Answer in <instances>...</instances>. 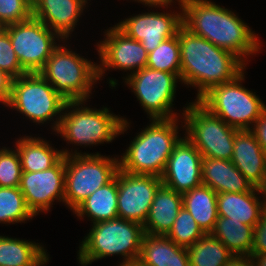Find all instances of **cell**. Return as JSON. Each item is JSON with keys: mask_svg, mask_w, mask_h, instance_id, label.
Segmentation results:
<instances>
[{"mask_svg": "<svg viewBox=\"0 0 266 266\" xmlns=\"http://www.w3.org/2000/svg\"><path fill=\"white\" fill-rule=\"evenodd\" d=\"M185 136L194 144L202 157L231 160L236 132L221 118L211 113L198 100L183 108Z\"/></svg>", "mask_w": 266, "mask_h": 266, "instance_id": "30bf717a", "label": "cell"}, {"mask_svg": "<svg viewBox=\"0 0 266 266\" xmlns=\"http://www.w3.org/2000/svg\"><path fill=\"white\" fill-rule=\"evenodd\" d=\"M202 155L194 144L182 137L167 160L162 184L183 194L202 185Z\"/></svg>", "mask_w": 266, "mask_h": 266, "instance_id": "e0dca14e", "label": "cell"}, {"mask_svg": "<svg viewBox=\"0 0 266 266\" xmlns=\"http://www.w3.org/2000/svg\"><path fill=\"white\" fill-rule=\"evenodd\" d=\"M260 194L263 197V201L266 207V175L264 177L263 183L258 187ZM264 195V196H263Z\"/></svg>", "mask_w": 266, "mask_h": 266, "instance_id": "b9f144b4", "label": "cell"}, {"mask_svg": "<svg viewBox=\"0 0 266 266\" xmlns=\"http://www.w3.org/2000/svg\"><path fill=\"white\" fill-rule=\"evenodd\" d=\"M190 266H225L234 256L228 248L211 233L205 234L186 248Z\"/></svg>", "mask_w": 266, "mask_h": 266, "instance_id": "f1b7e54d", "label": "cell"}, {"mask_svg": "<svg viewBox=\"0 0 266 266\" xmlns=\"http://www.w3.org/2000/svg\"><path fill=\"white\" fill-rule=\"evenodd\" d=\"M266 252V209L259 222L254 226L253 245L251 254Z\"/></svg>", "mask_w": 266, "mask_h": 266, "instance_id": "d590c367", "label": "cell"}, {"mask_svg": "<svg viewBox=\"0 0 266 266\" xmlns=\"http://www.w3.org/2000/svg\"><path fill=\"white\" fill-rule=\"evenodd\" d=\"M118 173L106 185L94 191L74 211L78 218L85 215L92 223L113 220L119 218L118 208Z\"/></svg>", "mask_w": 266, "mask_h": 266, "instance_id": "cb8c5ba5", "label": "cell"}, {"mask_svg": "<svg viewBox=\"0 0 266 266\" xmlns=\"http://www.w3.org/2000/svg\"><path fill=\"white\" fill-rule=\"evenodd\" d=\"M257 195H260L257 187L249 192L217 194L218 216L228 217L254 227L266 209L264 201L260 200L262 197Z\"/></svg>", "mask_w": 266, "mask_h": 266, "instance_id": "44dd1931", "label": "cell"}, {"mask_svg": "<svg viewBox=\"0 0 266 266\" xmlns=\"http://www.w3.org/2000/svg\"><path fill=\"white\" fill-rule=\"evenodd\" d=\"M12 80L10 75L0 69V102L4 105L7 104L11 94Z\"/></svg>", "mask_w": 266, "mask_h": 266, "instance_id": "74e56055", "label": "cell"}, {"mask_svg": "<svg viewBox=\"0 0 266 266\" xmlns=\"http://www.w3.org/2000/svg\"><path fill=\"white\" fill-rule=\"evenodd\" d=\"M125 83L131 87L149 119L179 118L173 112L176 86L181 82L174 73L145 67L126 76ZM177 115V116H176Z\"/></svg>", "mask_w": 266, "mask_h": 266, "instance_id": "8fae6325", "label": "cell"}, {"mask_svg": "<svg viewBox=\"0 0 266 266\" xmlns=\"http://www.w3.org/2000/svg\"><path fill=\"white\" fill-rule=\"evenodd\" d=\"M182 25V11L145 12L116 24L128 37L140 41L148 53L158 47L161 42L175 36Z\"/></svg>", "mask_w": 266, "mask_h": 266, "instance_id": "2e32d148", "label": "cell"}, {"mask_svg": "<svg viewBox=\"0 0 266 266\" xmlns=\"http://www.w3.org/2000/svg\"><path fill=\"white\" fill-rule=\"evenodd\" d=\"M4 28L21 66L28 73L39 72L44 67L46 60L60 45L56 42L59 38L65 43L57 33L32 16Z\"/></svg>", "mask_w": 266, "mask_h": 266, "instance_id": "7c38bea8", "label": "cell"}, {"mask_svg": "<svg viewBox=\"0 0 266 266\" xmlns=\"http://www.w3.org/2000/svg\"><path fill=\"white\" fill-rule=\"evenodd\" d=\"M0 69L13 79L28 73L21 66L5 28L0 30Z\"/></svg>", "mask_w": 266, "mask_h": 266, "instance_id": "e575fe53", "label": "cell"}, {"mask_svg": "<svg viewBox=\"0 0 266 266\" xmlns=\"http://www.w3.org/2000/svg\"><path fill=\"white\" fill-rule=\"evenodd\" d=\"M65 156L64 204L74 211L94 191L110 182L119 169V157L100 153H74L61 150ZM72 152V153H71Z\"/></svg>", "mask_w": 266, "mask_h": 266, "instance_id": "8992f818", "label": "cell"}, {"mask_svg": "<svg viewBox=\"0 0 266 266\" xmlns=\"http://www.w3.org/2000/svg\"><path fill=\"white\" fill-rule=\"evenodd\" d=\"M15 148L21 159L22 172L50 169L63 157L61 150H55L40 137L24 136L16 141Z\"/></svg>", "mask_w": 266, "mask_h": 266, "instance_id": "d4e9b609", "label": "cell"}, {"mask_svg": "<svg viewBox=\"0 0 266 266\" xmlns=\"http://www.w3.org/2000/svg\"><path fill=\"white\" fill-rule=\"evenodd\" d=\"M233 255H250L253 245L254 227L218 216L211 232Z\"/></svg>", "mask_w": 266, "mask_h": 266, "instance_id": "83f0119b", "label": "cell"}, {"mask_svg": "<svg viewBox=\"0 0 266 266\" xmlns=\"http://www.w3.org/2000/svg\"><path fill=\"white\" fill-rule=\"evenodd\" d=\"M147 67L174 73L180 78L181 55L177 34L148 53Z\"/></svg>", "mask_w": 266, "mask_h": 266, "instance_id": "4dcf8cb0", "label": "cell"}, {"mask_svg": "<svg viewBox=\"0 0 266 266\" xmlns=\"http://www.w3.org/2000/svg\"><path fill=\"white\" fill-rule=\"evenodd\" d=\"M181 67L180 80L196 87L198 100L211 87L230 82L245 68L237 56L191 33L183 25L178 29Z\"/></svg>", "mask_w": 266, "mask_h": 266, "instance_id": "7a4b0ae2", "label": "cell"}, {"mask_svg": "<svg viewBox=\"0 0 266 266\" xmlns=\"http://www.w3.org/2000/svg\"><path fill=\"white\" fill-rule=\"evenodd\" d=\"M19 188L34 216L50 210L54 200L64 203L65 156L50 169L22 172Z\"/></svg>", "mask_w": 266, "mask_h": 266, "instance_id": "9a60e30c", "label": "cell"}, {"mask_svg": "<svg viewBox=\"0 0 266 266\" xmlns=\"http://www.w3.org/2000/svg\"><path fill=\"white\" fill-rule=\"evenodd\" d=\"M118 173V216L144 225L161 178L154 175Z\"/></svg>", "mask_w": 266, "mask_h": 266, "instance_id": "4fadbf2b", "label": "cell"}, {"mask_svg": "<svg viewBox=\"0 0 266 266\" xmlns=\"http://www.w3.org/2000/svg\"><path fill=\"white\" fill-rule=\"evenodd\" d=\"M245 71L234 80L211 87L198 101L227 125L239 130H250L266 110L255 92L246 89Z\"/></svg>", "mask_w": 266, "mask_h": 266, "instance_id": "ba28073f", "label": "cell"}, {"mask_svg": "<svg viewBox=\"0 0 266 266\" xmlns=\"http://www.w3.org/2000/svg\"><path fill=\"white\" fill-rule=\"evenodd\" d=\"M33 217L19 187H0V223H21Z\"/></svg>", "mask_w": 266, "mask_h": 266, "instance_id": "f546056e", "label": "cell"}, {"mask_svg": "<svg viewBox=\"0 0 266 266\" xmlns=\"http://www.w3.org/2000/svg\"><path fill=\"white\" fill-rule=\"evenodd\" d=\"M118 266H143V265H141L138 261H135V262H130L126 264H120Z\"/></svg>", "mask_w": 266, "mask_h": 266, "instance_id": "7bdbcfd3", "label": "cell"}, {"mask_svg": "<svg viewBox=\"0 0 266 266\" xmlns=\"http://www.w3.org/2000/svg\"><path fill=\"white\" fill-rule=\"evenodd\" d=\"M255 135L258 143L266 154V110L256 120L254 126L250 129Z\"/></svg>", "mask_w": 266, "mask_h": 266, "instance_id": "8d00e7d4", "label": "cell"}, {"mask_svg": "<svg viewBox=\"0 0 266 266\" xmlns=\"http://www.w3.org/2000/svg\"><path fill=\"white\" fill-rule=\"evenodd\" d=\"M22 175L21 159L17 149H0V187H19Z\"/></svg>", "mask_w": 266, "mask_h": 266, "instance_id": "d6a6232c", "label": "cell"}, {"mask_svg": "<svg viewBox=\"0 0 266 266\" xmlns=\"http://www.w3.org/2000/svg\"><path fill=\"white\" fill-rule=\"evenodd\" d=\"M182 205L205 234L213 231L218 218L217 193L213 189L202 184L184 192Z\"/></svg>", "mask_w": 266, "mask_h": 266, "instance_id": "4316f807", "label": "cell"}, {"mask_svg": "<svg viewBox=\"0 0 266 266\" xmlns=\"http://www.w3.org/2000/svg\"><path fill=\"white\" fill-rule=\"evenodd\" d=\"M105 39L97 43L100 65L98 79L107 69H121L131 73L147 67L148 52L140 41L128 37L116 25L105 31ZM132 70V71H131Z\"/></svg>", "mask_w": 266, "mask_h": 266, "instance_id": "5bb4252c", "label": "cell"}, {"mask_svg": "<svg viewBox=\"0 0 266 266\" xmlns=\"http://www.w3.org/2000/svg\"><path fill=\"white\" fill-rule=\"evenodd\" d=\"M134 1H138V3H142L144 5L149 6V7H163L166 8L169 7L172 3H174V0H134ZM179 4L180 10H183V6L186 2V0H176ZM169 5V6H168Z\"/></svg>", "mask_w": 266, "mask_h": 266, "instance_id": "f35d334b", "label": "cell"}, {"mask_svg": "<svg viewBox=\"0 0 266 266\" xmlns=\"http://www.w3.org/2000/svg\"><path fill=\"white\" fill-rule=\"evenodd\" d=\"M83 103L85 101H67L64 106L56 133L68 143L85 147L110 143L130 127L126 118L111 113L110 108L93 109Z\"/></svg>", "mask_w": 266, "mask_h": 266, "instance_id": "5b68a950", "label": "cell"}, {"mask_svg": "<svg viewBox=\"0 0 266 266\" xmlns=\"http://www.w3.org/2000/svg\"><path fill=\"white\" fill-rule=\"evenodd\" d=\"M143 225L121 218L94 223L78 250V261L87 266L94 261L114 255L124 259L120 264L135 262L140 255Z\"/></svg>", "mask_w": 266, "mask_h": 266, "instance_id": "277c9868", "label": "cell"}, {"mask_svg": "<svg viewBox=\"0 0 266 266\" xmlns=\"http://www.w3.org/2000/svg\"><path fill=\"white\" fill-rule=\"evenodd\" d=\"M32 16L31 0H0V24L5 27Z\"/></svg>", "mask_w": 266, "mask_h": 266, "instance_id": "836d02e7", "label": "cell"}, {"mask_svg": "<svg viewBox=\"0 0 266 266\" xmlns=\"http://www.w3.org/2000/svg\"><path fill=\"white\" fill-rule=\"evenodd\" d=\"M250 256L254 262V266H266V252L254 253Z\"/></svg>", "mask_w": 266, "mask_h": 266, "instance_id": "60d3db41", "label": "cell"}, {"mask_svg": "<svg viewBox=\"0 0 266 266\" xmlns=\"http://www.w3.org/2000/svg\"><path fill=\"white\" fill-rule=\"evenodd\" d=\"M202 184L219 193H242L255 187L234 166L231 160L202 158Z\"/></svg>", "mask_w": 266, "mask_h": 266, "instance_id": "ffe728a7", "label": "cell"}, {"mask_svg": "<svg viewBox=\"0 0 266 266\" xmlns=\"http://www.w3.org/2000/svg\"><path fill=\"white\" fill-rule=\"evenodd\" d=\"M225 266H254L250 255H234Z\"/></svg>", "mask_w": 266, "mask_h": 266, "instance_id": "ab89813d", "label": "cell"}, {"mask_svg": "<svg viewBox=\"0 0 266 266\" xmlns=\"http://www.w3.org/2000/svg\"><path fill=\"white\" fill-rule=\"evenodd\" d=\"M87 1L89 0H31L32 17L42 21L66 41L83 15Z\"/></svg>", "mask_w": 266, "mask_h": 266, "instance_id": "ac0fdd59", "label": "cell"}, {"mask_svg": "<svg viewBox=\"0 0 266 266\" xmlns=\"http://www.w3.org/2000/svg\"><path fill=\"white\" fill-rule=\"evenodd\" d=\"M182 24L191 33L233 53L244 64L250 55H256L261 49L262 43L247 23L236 13L210 0H186Z\"/></svg>", "mask_w": 266, "mask_h": 266, "instance_id": "6da1fadb", "label": "cell"}, {"mask_svg": "<svg viewBox=\"0 0 266 266\" xmlns=\"http://www.w3.org/2000/svg\"><path fill=\"white\" fill-rule=\"evenodd\" d=\"M205 233L194 220L193 216L182 207L175 219L173 227L166 235L178 246L188 248L201 239Z\"/></svg>", "mask_w": 266, "mask_h": 266, "instance_id": "1f68e13d", "label": "cell"}, {"mask_svg": "<svg viewBox=\"0 0 266 266\" xmlns=\"http://www.w3.org/2000/svg\"><path fill=\"white\" fill-rule=\"evenodd\" d=\"M143 266H190L187 250L164 235L146 234L137 260Z\"/></svg>", "mask_w": 266, "mask_h": 266, "instance_id": "603a6c76", "label": "cell"}, {"mask_svg": "<svg viewBox=\"0 0 266 266\" xmlns=\"http://www.w3.org/2000/svg\"><path fill=\"white\" fill-rule=\"evenodd\" d=\"M67 100L39 73H26L12 80L11 94L6 107L15 109L25 115L33 123L44 124L52 121L56 132ZM60 113V114H59Z\"/></svg>", "mask_w": 266, "mask_h": 266, "instance_id": "9c48e42d", "label": "cell"}, {"mask_svg": "<svg viewBox=\"0 0 266 266\" xmlns=\"http://www.w3.org/2000/svg\"><path fill=\"white\" fill-rule=\"evenodd\" d=\"M39 73L67 101H87L98 79V64L59 45Z\"/></svg>", "mask_w": 266, "mask_h": 266, "instance_id": "52a82bcc", "label": "cell"}, {"mask_svg": "<svg viewBox=\"0 0 266 266\" xmlns=\"http://www.w3.org/2000/svg\"><path fill=\"white\" fill-rule=\"evenodd\" d=\"M177 118L150 119V125L136 135L119 159L126 173L161 177L174 147L180 141Z\"/></svg>", "mask_w": 266, "mask_h": 266, "instance_id": "3957f363", "label": "cell"}, {"mask_svg": "<svg viewBox=\"0 0 266 266\" xmlns=\"http://www.w3.org/2000/svg\"><path fill=\"white\" fill-rule=\"evenodd\" d=\"M231 162L254 187L263 183L266 154L251 130L236 132Z\"/></svg>", "mask_w": 266, "mask_h": 266, "instance_id": "d6986e66", "label": "cell"}, {"mask_svg": "<svg viewBox=\"0 0 266 266\" xmlns=\"http://www.w3.org/2000/svg\"><path fill=\"white\" fill-rule=\"evenodd\" d=\"M38 243L0 235V266H44L49 255Z\"/></svg>", "mask_w": 266, "mask_h": 266, "instance_id": "484cf974", "label": "cell"}, {"mask_svg": "<svg viewBox=\"0 0 266 266\" xmlns=\"http://www.w3.org/2000/svg\"><path fill=\"white\" fill-rule=\"evenodd\" d=\"M182 206V194L161 184L143 225L144 232L149 235L166 236L173 227Z\"/></svg>", "mask_w": 266, "mask_h": 266, "instance_id": "7402d4cb", "label": "cell"}]
</instances>
